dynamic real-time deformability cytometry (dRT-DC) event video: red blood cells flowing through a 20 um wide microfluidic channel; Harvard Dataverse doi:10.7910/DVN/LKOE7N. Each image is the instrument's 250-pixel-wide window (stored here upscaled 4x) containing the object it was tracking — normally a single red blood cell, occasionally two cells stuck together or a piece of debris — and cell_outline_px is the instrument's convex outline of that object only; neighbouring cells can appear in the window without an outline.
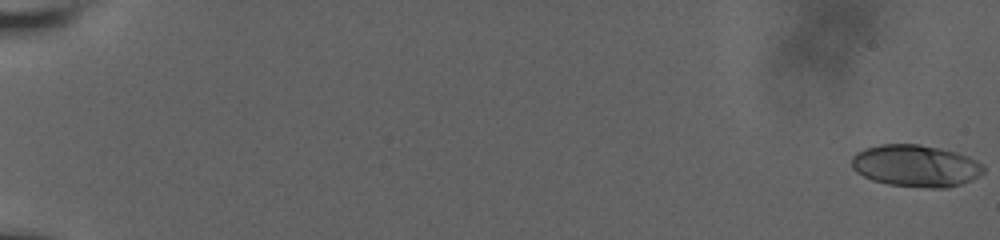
{"species": "human", "species_latin": "Homo sapiens", "temperature_condition": "room temperature", "stored_images_in_passage": 59, "camera_frame_rate_fps": 3000, "um_per_image_px": 0.085, "donor": {"sex": "male"}, "frame": {"image": 1, "passage_image": 1, "time_ms": 0.0, "image_size_px": [1000, 240], "cell_outline_px": [[984, 172], [972, 180], [948, 188], [928, 188], [888, 184], [872, 180], [856, 172], [852, 168], [852, 156], [856, 152], [864, 148], [880, 144], [920, 144], [940, 148], [956, 152], [968, 156], [984, 164]], "centroid_in_image_um": [77.84, 14.09], "position_along_channel_um": 7.2, "area_um2": 32.48}}
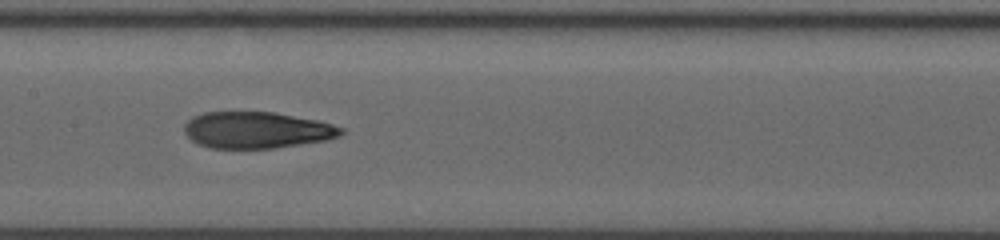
{"frame": {"image": 2, "passage_image": 33, "time_ms": 10.667, "image_size_px": [1000, 240], "cell_outline_px": [[344, 132], [340, 136], [328, 140], [276, 148], [212, 148], [200, 144], [192, 140], [184, 132], [184, 124], [192, 116], [204, 112], [276, 112], [316, 120], [332, 124], [344, 128]], "centroid_in_image_um": [21.85, 11.05], "position_along_channel_um": 185.6, "area_um2": 33.47}}
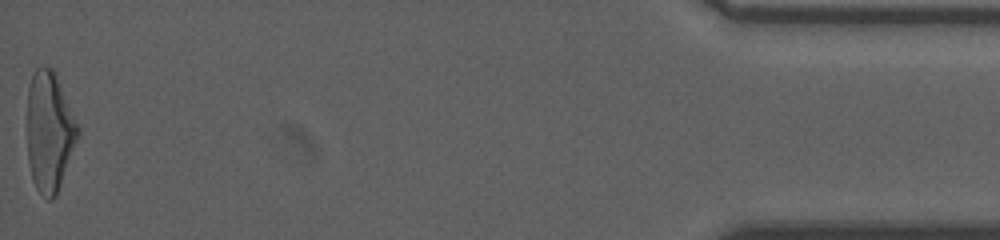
{"frame": {"image": 3, "passage_image": 59, "time_ms": 19.333, "image_size_px": [1000, 240], "cell_outline_px": [[80, 132], [56, 196], [52, 200], [48, 200], [36, 188], [32, 180], [28, 160], [28, 88], [32, 76], [36, 68], [52, 68], [56, 72], [80, 128]], "centroid_in_image_um": [4.21, 11.18], "position_along_channel_um": 431.0, "area_um2": 35.32}, "authors_computed_cell_mechanics": {"area_um2": 33.7552, "velocity_mm_per_s": 3.8172, "shape_relaxation_time_tau1_ms": 8.8182, "shape_relaxation_time_tau2_ms": 2.3544, "deformation_change_tau1": 0.2901, "deformation_change_tau2": 0.1089}}